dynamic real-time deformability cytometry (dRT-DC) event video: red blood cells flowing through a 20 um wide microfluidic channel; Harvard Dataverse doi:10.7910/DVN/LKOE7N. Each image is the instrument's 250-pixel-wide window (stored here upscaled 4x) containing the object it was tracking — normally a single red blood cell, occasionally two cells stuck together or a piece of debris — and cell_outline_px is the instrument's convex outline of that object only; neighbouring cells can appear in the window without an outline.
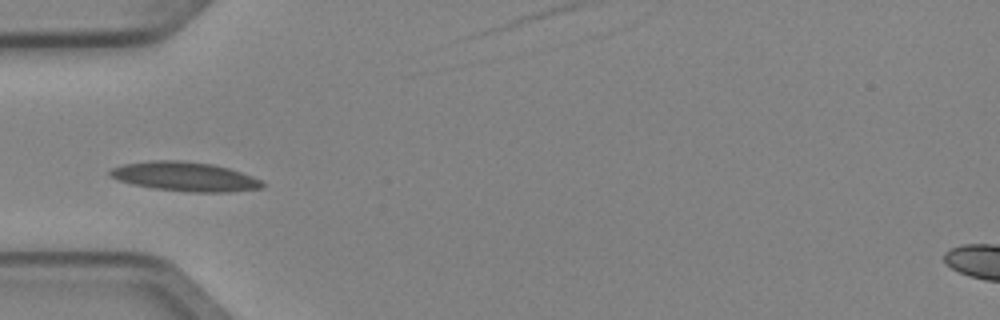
{"species": "Egyptian fruit bat (a non-hibernating species)", "species_latin": "Rousettus aegyptiacus", "temperature_condition": "cold", "stored_images_in_passage": 7, "camera_frame_rate_fps": 3000, "um_per_image_px": 0.085, "animal": {"sex": "female"}, "frame": {"image": 1, "passage_image": 5, "time_ms": 1.333, "image_size_px": [1000, 320], "cell_outline_px": [[268, 184], [264, 188], [228, 192], [192, 192], [152, 188], [132, 184], [108, 176], [108, 172], [112, 168], [124, 164], [152, 160], [180, 160], [212, 164], [228, 168], [252, 176]], "centroid_in_image_um": [15.74, 15.01], "position_along_channel_um": 69.3, "area_um2": 26.01}}
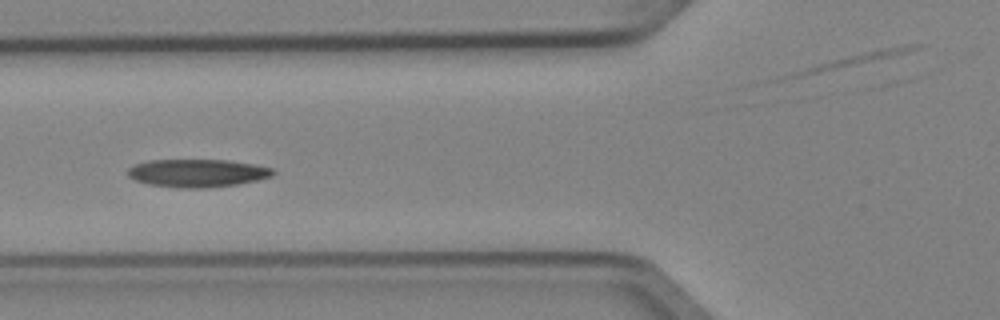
{"frame": {"image": 2, "passage_image": 6, "time_ms": 1.667, "image_size_px": [1000, 320], "cell_outline_px": [[276, 172], [272, 176], [256, 180], [236, 184], [208, 188], [180, 188], [148, 184], [136, 180], [128, 176], [128, 168], [132, 164], [148, 160], [228, 160], [256, 164], [272, 168]], "centroid_in_image_um": [16.76, 14.7], "position_along_channel_um": 109.0, "area_um2": 23.76}}